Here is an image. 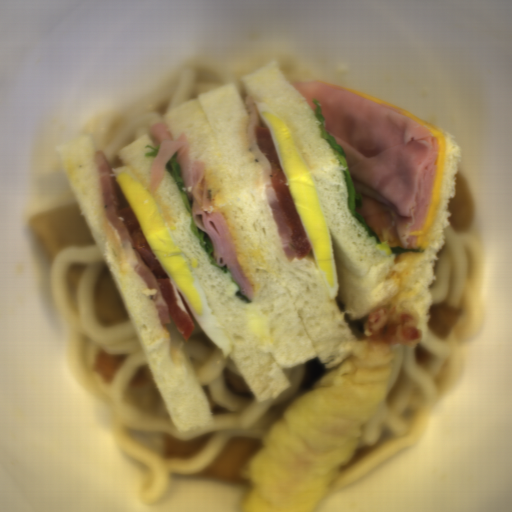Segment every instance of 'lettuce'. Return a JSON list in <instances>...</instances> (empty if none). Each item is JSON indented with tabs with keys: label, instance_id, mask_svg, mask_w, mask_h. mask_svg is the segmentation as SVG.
<instances>
[{
	"label": "lettuce",
	"instance_id": "1",
	"mask_svg": "<svg viewBox=\"0 0 512 512\" xmlns=\"http://www.w3.org/2000/svg\"><path fill=\"white\" fill-rule=\"evenodd\" d=\"M177 154V151H175L172 154L170 160L165 165V169L173 177L175 183L177 184L184 207L189 212V215L191 217V231L197 237L200 247L207 253L210 264L219 268L223 272V274H229L231 283H233L237 287V290L234 292L235 297L243 302L253 303V301H250L247 298V296L243 294L239 284L235 281L233 273L231 271V267L229 268L227 264H224L223 266L218 265L214 258L213 244L209 235L207 234L206 231H204L195 224L192 215L193 200L189 198L188 194L183 189L184 181L182 180L180 175L181 165L176 162Z\"/></svg>",
	"mask_w": 512,
	"mask_h": 512
},
{
	"label": "lettuce",
	"instance_id": "2",
	"mask_svg": "<svg viewBox=\"0 0 512 512\" xmlns=\"http://www.w3.org/2000/svg\"><path fill=\"white\" fill-rule=\"evenodd\" d=\"M313 102L316 105V108L314 109V114L318 121L320 122L319 127L321 130V139L327 140L334 154L336 155L340 165L345 167V169L342 170V174L343 179L347 185V208L350 210L351 214L362 224V226H364V229L365 231H367L368 235L375 237L376 244H382L377 234L366 224V221L361 216V214L356 211V207H362V196L361 194L356 193V189L348 167V162L346 161V154L342 146L337 144L336 138L326 131L324 123L325 116L322 115L321 104H319V100L314 98Z\"/></svg>",
	"mask_w": 512,
	"mask_h": 512
},
{
	"label": "lettuce",
	"instance_id": "3",
	"mask_svg": "<svg viewBox=\"0 0 512 512\" xmlns=\"http://www.w3.org/2000/svg\"><path fill=\"white\" fill-rule=\"evenodd\" d=\"M391 252L399 256L400 254L404 252H414V253H423L425 249H418V248H402L401 246L397 247H391Z\"/></svg>",
	"mask_w": 512,
	"mask_h": 512
},
{
	"label": "lettuce",
	"instance_id": "4",
	"mask_svg": "<svg viewBox=\"0 0 512 512\" xmlns=\"http://www.w3.org/2000/svg\"><path fill=\"white\" fill-rule=\"evenodd\" d=\"M160 146H161V144H160V145H158V146H155V147L151 146L150 144L145 145V147H144V148H151V149H152V151H151V152H148L147 154H144V155H145V158H148V157H157V155H158V153H159V150H160Z\"/></svg>",
	"mask_w": 512,
	"mask_h": 512
}]
</instances>
